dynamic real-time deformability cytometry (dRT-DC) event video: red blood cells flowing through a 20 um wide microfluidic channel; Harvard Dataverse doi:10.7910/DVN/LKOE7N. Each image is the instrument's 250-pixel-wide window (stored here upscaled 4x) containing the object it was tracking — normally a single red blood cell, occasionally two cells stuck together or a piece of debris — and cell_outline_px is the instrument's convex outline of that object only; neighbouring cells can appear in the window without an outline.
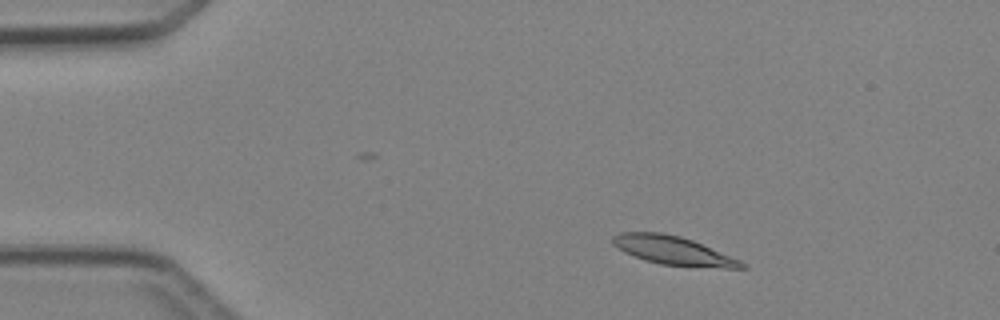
{"species": "Egyptian fruit bat (a non-hibernating species)", "species_latin": "Rousettus aegyptiacus", "temperature_condition": "cold", "stored_images_in_passage": 6, "camera_frame_rate_fps": 3000, "um_per_image_px": 0.085, "animal": {"sex": "female"}, "frame": {"image": 1, "passage_image": 2, "time_ms": 1.0, "image_size_px": [1000, 320], "cell_outline_px": [[748, 268], [724, 268], [660, 264], [644, 260], [624, 252], [612, 244], [612, 236], [620, 232], [660, 232], [680, 236], [692, 240], [740, 260]], "centroid_in_image_um": [57.17, 21.28], "position_along_channel_um": 27.8, "area_um2": 21.27}}
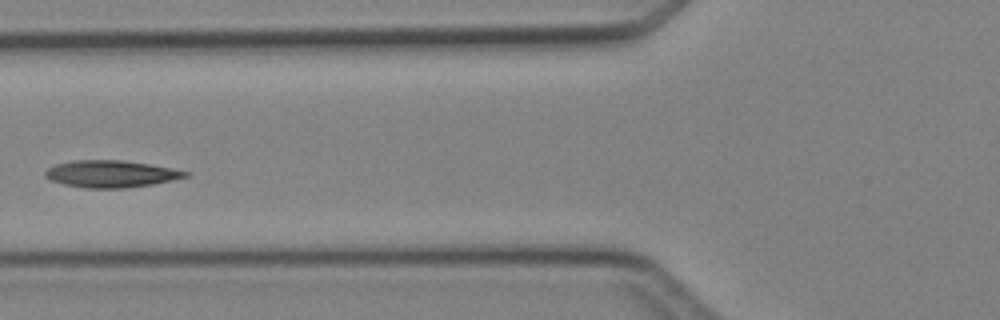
{"frame": {"image": 2, "passage_image": 5, "time_ms": 4.667, "image_size_px": [1000, 320], "cell_outline_px": [[188, 176], [172, 180], [152, 184], [124, 188], [88, 188], [64, 184], [52, 180], [44, 176], [44, 172], [48, 168], [56, 164], [72, 160], [120, 160], [148, 164], [188, 172]], "centroid_in_image_um": [9.38, 14.78], "position_along_channel_um": 116.4, "area_um2": 21.68}}
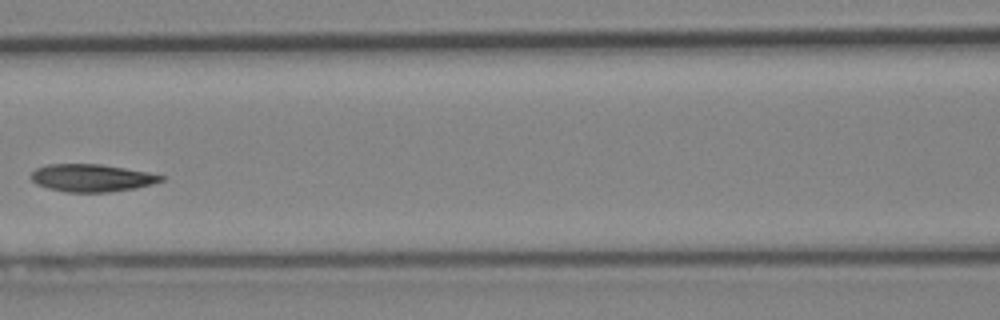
{"frame": {"image": 3, "passage_image": 6, "time_ms": 5.667, "image_size_px": [1000, 320], "cell_outline_px": [[168, 176], [164, 180], [152, 184], [136, 188], [108, 192], [64, 192], [48, 188], [36, 184], [28, 176], [36, 168], [48, 164], [100, 164], [148, 172]], "centroid_in_image_um": [7.8, 15.12], "position_along_channel_um": 158.8, "area_um2": 21.04}}